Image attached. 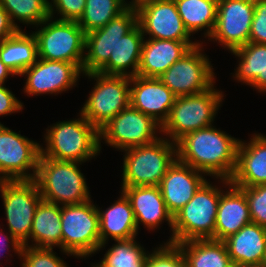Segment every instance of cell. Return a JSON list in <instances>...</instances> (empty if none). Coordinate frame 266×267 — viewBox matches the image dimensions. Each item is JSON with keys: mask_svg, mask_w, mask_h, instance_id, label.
Wrapping results in <instances>:
<instances>
[{"mask_svg": "<svg viewBox=\"0 0 266 267\" xmlns=\"http://www.w3.org/2000/svg\"><path fill=\"white\" fill-rule=\"evenodd\" d=\"M240 140L211 125L179 139L176 142L177 159L211 179L230 180L236 167Z\"/></svg>", "mask_w": 266, "mask_h": 267, "instance_id": "6da1fadb", "label": "cell"}, {"mask_svg": "<svg viewBox=\"0 0 266 267\" xmlns=\"http://www.w3.org/2000/svg\"><path fill=\"white\" fill-rule=\"evenodd\" d=\"M44 130L40 156L58 161L88 163L101 153L99 130L80 112L77 117L58 120Z\"/></svg>", "mask_w": 266, "mask_h": 267, "instance_id": "7a4b0ae2", "label": "cell"}, {"mask_svg": "<svg viewBox=\"0 0 266 267\" xmlns=\"http://www.w3.org/2000/svg\"><path fill=\"white\" fill-rule=\"evenodd\" d=\"M83 164L40 156L35 181L42 200L65 206L92 199L88 179L81 170Z\"/></svg>", "mask_w": 266, "mask_h": 267, "instance_id": "3957f363", "label": "cell"}, {"mask_svg": "<svg viewBox=\"0 0 266 267\" xmlns=\"http://www.w3.org/2000/svg\"><path fill=\"white\" fill-rule=\"evenodd\" d=\"M215 85L201 93L178 96L161 126L162 136L176 143L189 132L214 125L226 98Z\"/></svg>", "mask_w": 266, "mask_h": 267, "instance_id": "277c9868", "label": "cell"}, {"mask_svg": "<svg viewBox=\"0 0 266 267\" xmlns=\"http://www.w3.org/2000/svg\"><path fill=\"white\" fill-rule=\"evenodd\" d=\"M121 154V187L159 186L177 159V147L176 143L162 136L150 144L123 150Z\"/></svg>", "mask_w": 266, "mask_h": 267, "instance_id": "5b68a950", "label": "cell"}, {"mask_svg": "<svg viewBox=\"0 0 266 267\" xmlns=\"http://www.w3.org/2000/svg\"><path fill=\"white\" fill-rule=\"evenodd\" d=\"M212 180H216V183L208 178L195 192L193 198L173 216L170 243L214 239L215 219L221 196V178Z\"/></svg>", "mask_w": 266, "mask_h": 267, "instance_id": "8992f818", "label": "cell"}, {"mask_svg": "<svg viewBox=\"0 0 266 267\" xmlns=\"http://www.w3.org/2000/svg\"><path fill=\"white\" fill-rule=\"evenodd\" d=\"M93 84L79 112L98 130L120 111L130 106L131 77L105 75L99 72L82 74Z\"/></svg>", "mask_w": 266, "mask_h": 267, "instance_id": "52a82bcc", "label": "cell"}, {"mask_svg": "<svg viewBox=\"0 0 266 267\" xmlns=\"http://www.w3.org/2000/svg\"><path fill=\"white\" fill-rule=\"evenodd\" d=\"M31 32L36 38L38 58L74 63L81 71L86 33L77 21L48 17Z\"/></svg>", "mask_w": 266, "mask_h": 267, "instance_id": "ba28073f", "label": "cell"}, {"mask_svg": "<svg viewBox=\"0 0 266 267\" xmlns=\"http://www.w3.org/2000/svg\"><path fill=\"white\" fill-rule=\"evenodd\" d=\"M62 250L87 260L101 245L99 213L93 199L82 204L61 206Z\"/></svg>", "mask_w": 266, "mask_h": 267, "instance_id": "9c48e42d", "label": "cell"}, {"mask_svg": "<svg viewBox=\"0 0 266 267\" xmlns=\"http://www.w3.org/2000/svg\"><path fill=\"white\" fill-rule=\"evenodd\" d=\"M0 197L7 229L23 246H30L35 211L42 201L35 180L0 181ZM7 227V228H6Z\"/></svg>", "mask_w": 266, "mask_h": 267, "instance_id": "30bf717a", "label": "cell"}, {"mask_svg": "<svg viewBox=\"0 0 266 267\" xmlns=\"http://www.w3.org/2000/svg\"><path fill=\"white\" fill-rule=\"evenodd\" d=\"M160 137L161 125L130 105L99 129L100 152L103 144L121 152L150 144Z\"/></svg>", "mask_w": 266, "mask_h": 267, "instance_id": "8fae6325", "label": "cell"}, {"mask_svg": "<svg viewBox=\"0 0 266 267\" xmlns=\"http://www.w3.org/2000/svg\"><path fill=\"white\" fill-rule=\"evenodd\" d=\"M205 46L199 43L191 48L158 77L177 97L204 92L217 82L216 69Z\"/></svg>", "mask_w": 266, "mask_h": 267, "instance_id": "7c38bea8", "label": "cell"}, {"mask_svg": "<svg viewBox=\"0 0 266 267\" xmlns=\"http://www.w3.org/2000/svg\"><path fill=\"white\" fill-rule=\"evenodd\" d=\"M40 142L0 124V176L4 180H35Z\"/></svg>", "mask_w": 266, "mask_h": 267, "instance_id": "4fadbf2b", "label": "cell"}, {"mask_svg": "<svg viewBox=\"0 0 266 267\" xmlns=\"http://www.w3.org/2000/svg\"><path fill=\"white\" fill-rule=\"evenodd\" d=\"M82 71L74 64L57 60H38L24 70L20 77L25 82L21 89L26 96H57L78 87Z\"/></svg>", "mask_w": 266, "mask_h": 267, "instance_id": "5bb4252c", "label": "cell"}, {"mask_svg": "<svg viewBox=\"0 0 266 267\" xmlns=\"http://www.w3.org/2000/svg\"><path fill=\"white\" fill-rule=\"evenodd\" d=\"M253 16L254 0H218L215 27L204 44L212 42L228 52L244 46L249 42Z\"/></svg>", "mask_w": 266, "mask_h": 267, "instance_id": "9a60e30c", "label": "cell"}, {"mask_svg": "<svg viewBox=\"0 0 266 267\" xmlns=\"http://www.w3.org/2000/svg\"><path fill=\"white\" fill-rule=\"evenodd\" d=\"M138 24L135 6H128L104 27L86 34L82 73L98 72L109 60L115 45Z\"/></svg>", "mask_w": 266, "mask_h": 267, "instance_id": "2e32d148", "label": "cell"}, {"mask_svg": "<svg viewBox=\"0 0 266 267\" xmlns=\"http://www.w3.org/2000/svg\"><path fill=\"white\" fill-rule=\"evenodd\" d=\"M135 7L145 38L199 41L185 28L174 0H144Z\"/></svg>", "mask_w": 266, "mask_h": 267, "instance_id": "e0dca14e", "label": "cell"}, {"mask_svg": "<svg viewBox=\"0 0 266 267\" xmlns=\"http://www.w3.org/2000/svg\"><path fill=\"white\" fill-rule=\"evenodd\" d=\"M120 188L127 196L134 211L138 232L142 229L140 226L143 225L146 231L154 233L163 228L162 224L166 223L165 225H168L170 231V236L166 242H169L172 239L173 216L167 210L159 186L147 185Z\"/></svg>", "mask_w": 266, "mask_h": 267, "instance_id": "ac0fdd59", "label": "cell"}, {"mask_svg": "<svg viewBox=\"0 0 266 267\" xmlns=\"http://www.w3.org/2000/svg\"><path fill=\"white\" fill-rule=\"evenodd\" d=\"M177 96L159 78L131 77L130 105L161 126L169 116Z\"/></svg>", "mask_w": 266, "mask_h": 267, "instance_id": "d6986e66", "label": "cell"}, {"mask_svg": "<svg viewBox=\"0 0 266 267\" xmlns=\"http://www.w3.org/2000/svg\"><path fill=\"white\" fill-rule=\"evenodd\" d=\"M207 178L204 173L176 159L159 184L169 213L174 216L181 210Z\"/></svg>", "mask_w": 266, "mask_h": 267, "instance_id": "ffe728a7", "label": "cell"}, {"mask_svg": "<svg viewBox=\"0 0 266 267\" xmlns=\"http://www.w3.org/2000/svg\"><path fill=\"white\" fill-rule=\"evenodd\" d=\"M240 140L230 183L236 187L266 184V134L256 132Z\"/></svg>", "mask_w": 266, "mask_h": 267, "instance_id": "44dd1931", "label": "cell"}, {"mask_svg": "<svg viewBox=\"0 0 266 267\" xmlns=\"http://www.w3.org/2000/svg\"><path fill=\"white\" fill-rule=\"evenodd\" d=\"M250 210L245 193L221 178V196L215 219L214 240H225L251 223Z\"/></svg>", "mask_w": 266, "mask_h": 267, "instance_id": "7402d4cb", "label": "cell"}, {"mask_svg": "<svg viewBox=\"0 0 266 267\" xmlns=\"http://www.w3.org/2000/svg\"><path fill=\"white\" fill-rule=\"evenodd\" d=\"M199 43L145 38L137 76L158 78Z\"/></svg>", "mask_w": 266, "mask_h": 267, "instance_id": "603a6c76", "label": "cell"}, {"mask_svg": "<svg viewBox=\"0 0 266 267\" xmlns=\"http://www.w3.org/2000/svg\"><path fill=\"white\" fill-rule=\"evenodd\" d=\"M119 196L107 208L97 205L101 245L108 247L109 240H126L139 235L134 211L127 196L120 190ZM104 208V209H102Z\"/></svg>", "mask_w": 266, "mask_h": 267, "instance_id": "cb8c5ba5", "label": "cell"}, {"mask_svg": "<svg viewBox=\"0 0 266 267\" xmlns=\"http://www.w3.org/2000/svg\"><path fill=\"white\" fill-rule=\"evenodd\" d=\"M237 60L232 80L266 95V44L248 42L229 52Z\"/></svg>", "mask_w": 266, "mask_h": 267, "instance_id": "d4e9b609", "label": "cell"}, {"mask_svg": "<svg viewBox=\"0 0 266 267\" xmlns=\"http://www.w3.org/2000/svg\"><path fill=\"white\" fill-rule=\"evenodd\" d=\"M223 241L234 266L261 264L266 253V228L251 222Z\"/></svg>", "mask_w": 266, "mask_h": 267, "instance_id": "484cf974", "label": "cell"}, {"mask_svg": "<svg viewBox=\"0 0 266 267\" xmlns=\"http://www.w3.org/2000/svg\"><path fill=\"white\" fill-rule=\"evenodd\" d=\"M30 246L57 248L60 253L65 255L63 257L75 258L62 250L61 205L43 200L38 204L30 232Z\"/></svg>", "mask_w": 266, "mask_h": 267, "instance_id": "4316f807", "label": "cell"}, {"mask_svg": "<svg viewBox=\"0 0 266 267\" xmlns=\"http://www.w3.org/2000/svg\"><path fill=\"white\" fill-rule=\"evenodd\" d=\"M145 37L139 24L115 45L108 62L98 71L105 75L134 77L141 59Z\"/></svg>", "mask_w": 266, "mask_h": 267, "instance_id": "83f0119b", "label": "cell"}, {"mask_svg": "<svg viewBox=\"0 0 266 267\" xmlns=\"http://www.w3.org/2000/svg\"><path fill=\"white\" fill-rule=\"evenodd\" d=\"M185 28L194 37L199 35L200 43L206 42L212 34L217 19L218 0H174ZM203 31V32H202Z\"/></svg>", "mask_w": 266, "mask_h": 267, "instance_id": "f1b7e54d", "label": "cell"}, {"mask_svg": "<svg viewBox=\"0 0 266 267\" xmlns=\"http://www.w3.org/2000/svg\"><path fill=\"white\" fill-rule=\"evenodd\" d=\"M0 60L18 78L38 60L37 41L31 31L19 30L0 42Z\"/></svg>", "mask_w": 266, "mask_h": 267, "instance_id": "f546056e", "label": "cell"}, {"mask_svg": "<svg viewBox=\"0 0 266 267\" xmlns=\"http://www.w3.org/2000/svg\"><path fill=\"white\" fill-rule=\"evenodd\" d=\"M186 267H235L224 241L196 239L177 244Z\"/></svg>", "mask_w": 266, "mask_h": 267, "instance_id": "4dcf8cb0", "label": "cell"}, {"mask_svg": "<svg viewBox=\"0 0 266 267\" xmlns=\"http://www.w3.org/2000/svg\"><path fill=\"white\" fill-rule=\"evenodd\" d=\"M109 248L102 244L96 251L102 254L98 262L90 263L89 267H145L149 250L137 238L114 240ZM107 249V250H106ZM147 250V251H146Z\"/></svg>", "mask_w": 266, "mask_h": 267, "instance_id": "1f68e13d", "label": "cell"}, {"mask_svg": "<svg viewBox=\"0 0 266 267\" xmlns=\"http://www.w3.org/2000/svg\"><path fill=\"white\" fill-rule=\"evenodd\" d=\"M0 5L19 30H25L28 26L33 30L49 17L48 0H0ZM21 23L26 26L24 29Z\"/></svg>", "mask_w": 266, "mask_h": 267, "instance_id": "d6a6232c", "label": "cell"}, {"mask_svg": "<svg viewBox=\"0 0 266 267\" xmlns=\"http://www.w3.org/2000/svg\"><path fill=\"white\" fill-rule=\"evenodd\" d=\"M128 6L125 0H86L83 15L77 22L87 34L104 27Z\"/></svg>", "mask_w": 266, "mask_h": 267, "instance_id": "836d02e7", "label": "cell"}, {"mask_svg": "<svg viewBox=\"0 0 266 267\" xmlns=\"http://www.w3.org/2000/svg\"><path fill=\"white\" fill-rule=\"evenodd\" d=\"M145 267H186L181 248L174 243L162 241L148 253Z\"/></svg>", "mask_w": 266, "mask_h": 267, "instance_id": "e575fe53", "label": "cell"}, {"mask_svg": "<svg viewBox=\"0 0 266 267\" xmlns=\"http://www.w3.org/2000/svg\"><path fill=\"white\" fill-rule=\"evenodd\" d=\"M20 267H70L54 248L22 246Z\"/></svg>", "mask_w": 266, "mask_h": 267, "instance_id": "d590c367", "label": "cell"}, {"mask_svg": "<svg viewBox=\"0 0 266 267\" xmlns=\"http://www.w3.org/2000/svg\"><path fill=\"white\" fill-rule=\"evenodd\" d=\"M238 188L245 193L252 223L266 228V184Z\"/></svg>", "mask_w": 266, "mask_h": 267, "instance_id": "8d00e7d4", "label": "cell"}, {"mask_svg": "<svg viewBox=\"0 0 266 267\" xmlns=\"http://www.w3.org/2000/svg\"><path fill=\"white\" fill-rule=\"evenodd\" d=\"M86 0H49V16L58 20L78 21Z\"/></svg>", "mask_w": 266, "mask_h": 267, "instance_id": "74e56055", "label": "cell"}, {"mask_svg": "<svg viewBox=\"0 0 266 267\" xmlns=\"http://www.w3.org/2000/svg\"><path fill=\"white\" fill-rule=\"evenodd\" d=\"M249 42L266 44V0H254Z\"/></svg>", "mask_w": 266, "mask_h": 267, "instance_id": "f35d334b", "label": "cell"}, {"mask_svg": "<svg viewBox=\"0 0 266 267\" xmlns=\"http://www.w3.org/2000/svg\"><path fill=\"white\" fill-rule=\"evenodd\" d=\"M22 246L23 245L7 229L2 227V224H0V259H1L0 267L5 265V264L2 265L3 259L1 258V256H3L6 259L5 260L6 262L4 263H7V262L12 263L13 261L12 258H14L16 255H17V258L20 259Z\"/></svg>", "mask_w": 266, "mask_h": 267, "instance_id": "ab89813d", "label": "cell"}, {"mask_svg": "<svg viewBox=\"0 0 266 267\" xmlns=\"http://www.w3.org/2000/svg\"><path fill=\"white\" fill-rule=\"evenodd\" d=\"M18 98L5 84L0 85V118L3 119L8 115H15V113L25 110L24 102H21L22 100Z\"/></svg>", "mask_w": 266, "mask_h": 267, "instance_id": "60d3db41", "label": "cell"}, {"mask_svg": "<svg viewBox=\"0 0 266 267\" xmlns=\"http://www.w3.org/2000/svg\"><path fill=\"white\" fill-rule=\"evenodd\" d=\"M18 31L8 12L0 5V42L15 35Z\"/></svg>", "mask_w": 266, "mask_h": 267, "instance_id": "b9f144b4", "label": "cell"}, {"mask_svg": "<svg viewBox=\"0 0 266 267\" xmlns=\"http://www.w3.org/2000/svg\"><path fill=\"white\" fill-rule=\"evenodd\" d=\"M16 75L0 60V85L6 84L10 77Z\"/></svg>", "mask_w": 266, "mask_h": 267, "instance_id": "7bdbcfd3", "label": "cell"}, {"mask_svg": "<svg viewBox=\"0 0 266 267\" xmlns=\"http://www.w3.org/2000/svg\"><path fill=\"white\" fill-rule=\"evenodd\" d=\"M126 3L130 6H136L138 3L144 1V0H125Z\"/></svg>", "mask_w": 266, "mask_h": 267, "instance_id": "ee69618b", "label": "cell"}, {"mask_svg": "<svg viewBox=\"0 0 266 267\" xmlns=\"http://www.w3.org/2000/svg\"><path fill=\"white\" fill-rule=\"evenodd\" d=\"M235 267H265V266L261 263V264H252V265L235 266Z\"/></svg>", "mask_w": 266, "mask_h": 267, "instance_id": "f6af8a7d", "label": "cell"}, {"mask_svg": "<svg viewBox=\"0 0 266 267\" xmlns=\"http://www.w3.org/2000/svg\"><path fill=\"white\" fill-rule=\"evenodd\" d=\"M262 264L266 267V253L264 255V258H263V261H262Z\"/></svg>", "mask_w": 266, "mask_h": 267, "instance_id": "bcb514c9", "label": "cell"}]
</instances>
